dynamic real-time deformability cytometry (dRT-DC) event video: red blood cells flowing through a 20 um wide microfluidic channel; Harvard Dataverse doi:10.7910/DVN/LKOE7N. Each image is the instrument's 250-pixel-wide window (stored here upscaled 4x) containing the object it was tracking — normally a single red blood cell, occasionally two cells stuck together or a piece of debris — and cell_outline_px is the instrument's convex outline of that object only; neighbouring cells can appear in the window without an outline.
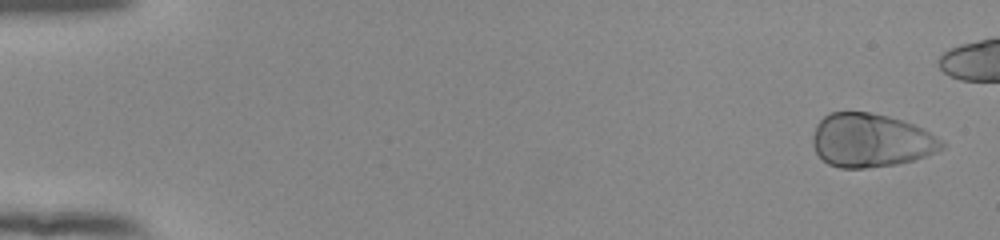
{"species": "human", "species_latin": "Homo sapiens", "temperature_condition": "room temperature", "stored_images_in_passage": 48, "camera_frame_rate_fps": 3000, "um_per_image_px": 0.085, "donor": {"sex": "female"}, "frame": {"image": 1, "passage_image": 2, "time_ms": 0.333, "image_size_px": [1000, 240], "cell_outline_px": [[944, 148], [936, 152], [912, 160], [896, 164], [864, 168], [840, 168], [828, 164], [816, 152], [812, 144], [812, 136], [816, 124], [828, 112], [872, 112], [888, 116], [924, 128], [940, 140], [944, 144]], "centroid_in_image_um": [73.99, 11.92], "position_along_channel_um": 11.0, "area_um2": 40.23}}
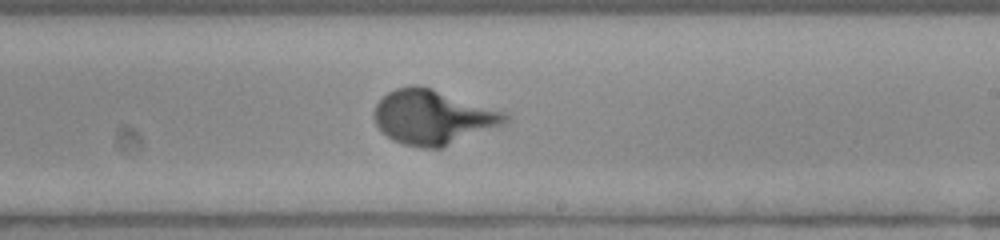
{"frame": {"image": 2, "passage_image": 33, "time_ms": 10.667, "image_size_px": [1000, 240], "cell_outline_px": [[508, 120], [504, 124], [440, 148], [420, 148], [404, 144], [392, 140], [376, 124], [372, 116], [372, 112], [376, 104], [388, 92], [396, 88], [412, 84], [420, 84], [508, 112]], "centroid_in_image_um": [36.79, 9.93], "position_along_channel_um": 252.2, "area_um2": 41.79}}
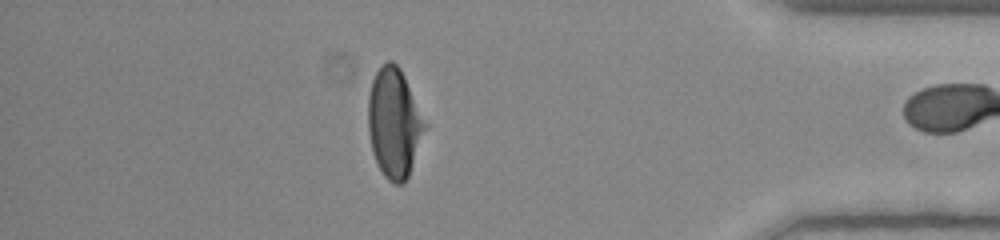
{"frame": {"image": 3, "passage_image": 47, "time_ms": 15.333, "image_size_px": [1000, 240], "cell_outline_px": [[428, 124], [408, 176], [404, 184], [392, 184], [384, 176], [372, 152], [368, 132], [368, 96], [372, 80], [376, 72], [388, 60], [392, 60], [400, 68]], "centroid_in_image_um": [33.51, 10.46], "position_along_channel_um": 401.7, "area_um2": 36.24}}